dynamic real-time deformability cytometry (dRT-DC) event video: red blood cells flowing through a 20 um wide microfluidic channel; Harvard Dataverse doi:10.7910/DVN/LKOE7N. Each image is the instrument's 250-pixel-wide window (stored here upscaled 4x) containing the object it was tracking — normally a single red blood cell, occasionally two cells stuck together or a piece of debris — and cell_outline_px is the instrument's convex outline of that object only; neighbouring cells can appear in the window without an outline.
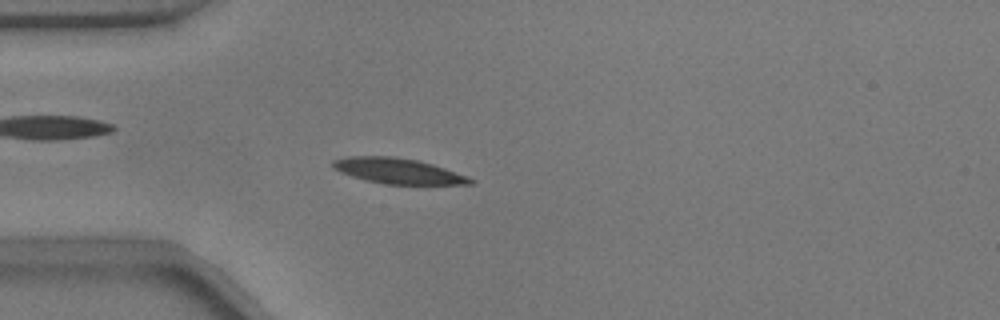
{"species": "common noctule bat (a hibernating species)", "species_latin": "Nyctalus noctula", "temperature_condition": "warm", "stored_images_in_passage": 42, "camera_frame_rate_fps": 3000, "um_per_image_px": 0.085, "animal": {"sex": "male", "body_mass_g": 17.9}, "frame": {"image": 1, "passage_image": 3, "time_ms": 0.667, "image_size_px": [1000, 320], "cell_outline_px": [[476, 180], [472, 184], [384, 184], [364, 180], [340, 172], [332, 168], [332, 160], [348, 156], [392, 156], [416, 160], [432, 164], [468, 176]], "centroid_in_image_um": [33.81, 14.53], "position_along_channel_um": 51.2, "area_um2": 20.4}}
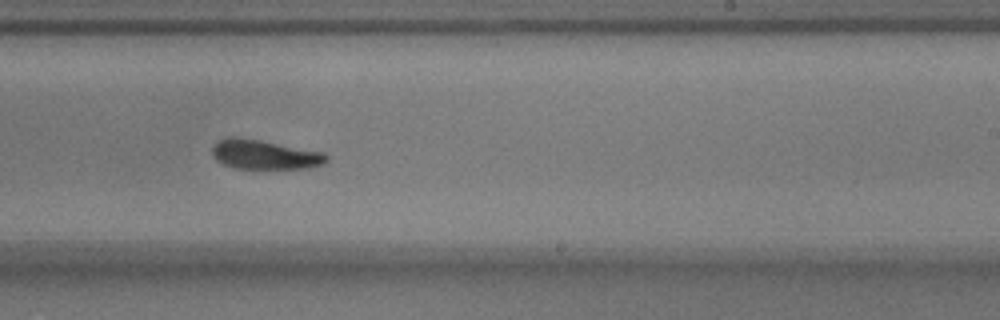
{"frame": {"image": 2, "passage_image": 21, "time_ms": 6.667, "image_size_px": [1000, 320], "cell_outline_px": [[328, 160], [324, 164], [308, 168], [232, 168], [216, 160], [212, 156], [212, 148], [220, 140], [228, 136], [236, 136], [260, 140], [324, 152], [328, 156]], "centroid_in_image_um": [22.49, 13.13], "position_along_channel_um": 266.5, "area_um2": 19.59}}
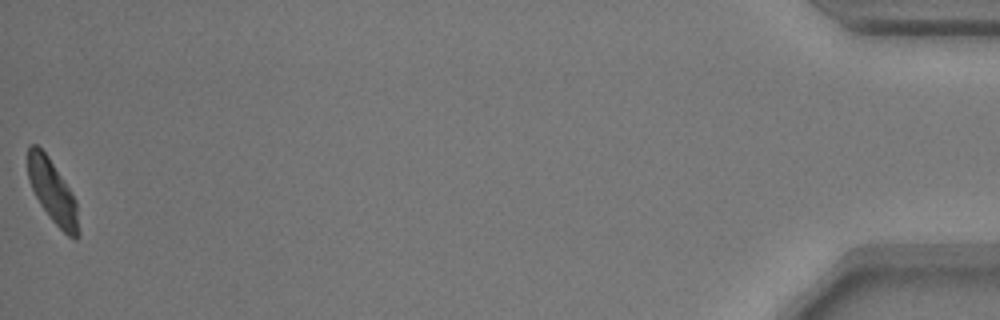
{"frame": {"image": 3, "passage_image": 42, "time_ms": 13.667, "image_size_px": [1000, 320], "cell_outline_px": [[80, 236], [76, 240], [68, 236], [48, 216], [40, 204], [28, 180], [28, 144], [36, 144], [48, 156], [72, 192], [76, 200], [80, 232]], "centroid_in_image_um": [4.49, 16.31], "position_along_channel_um": 430.7, "area_um2": 18.67}, "authors_computed_cell_mechanics": {"area_um2": 20.2878, "velocity_mm_per_s": 3.7414, "shape_relaxation_time_tau1_ms": 4.2122, "shape_relaxation_time_tau2_ms": 3.2112, "deformation_change_tau1": 0.1571, "deformation_change_tau2": 0.117}}